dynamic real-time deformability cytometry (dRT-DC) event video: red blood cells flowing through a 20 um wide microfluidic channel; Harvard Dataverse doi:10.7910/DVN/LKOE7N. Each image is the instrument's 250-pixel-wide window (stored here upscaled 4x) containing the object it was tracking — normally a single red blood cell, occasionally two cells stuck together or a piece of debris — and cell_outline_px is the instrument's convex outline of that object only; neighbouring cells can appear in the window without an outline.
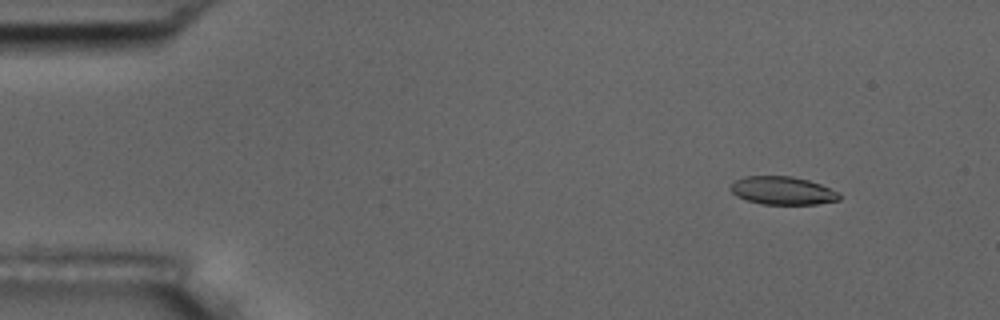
{"species": "common noctule bat (a hibernating species)", "species_latin": "Nyctalus noctula", "temperature_condition": "room temperature", "stored_images_in_passage": 5, "camera_frame_rate_fps": 3000, "um_per_image_px": 0.085, "animal": {"sex": "male", "body_mass_g": 17.5, "forearm_length_mm": 52.3}, "frame": {"image": 1, "passage_image": 1, "time_ms": 0.0, "image_size_px": [1000, 320], "cell_outline_px": [[840, 200], [816, 204], [760, 204], [736, 196], [728, 188], [736, 180], [744, 176], [792, 176], [808, 180], [820, 184], [836, 192], [840, 196]], "centroid_in_image_um": [66.48, 16.2], "position_along_channel_um": 18.5, "area_um2": 17.69}}